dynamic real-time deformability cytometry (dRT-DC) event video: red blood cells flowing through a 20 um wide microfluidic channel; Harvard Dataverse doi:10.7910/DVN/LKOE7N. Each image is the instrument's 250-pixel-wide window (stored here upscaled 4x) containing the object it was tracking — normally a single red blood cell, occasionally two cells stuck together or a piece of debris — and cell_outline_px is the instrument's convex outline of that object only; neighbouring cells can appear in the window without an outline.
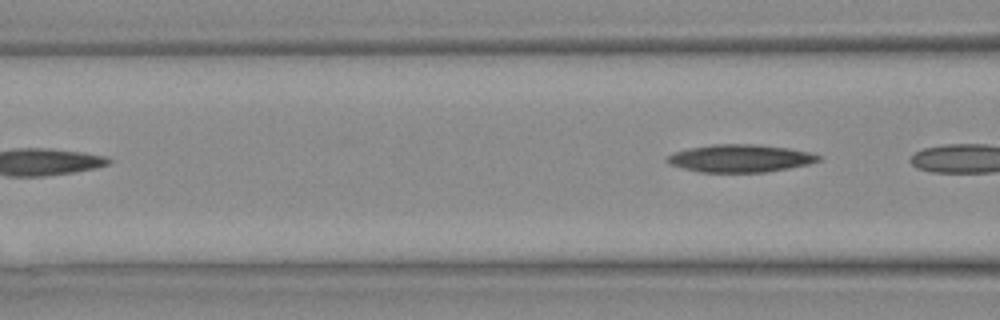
{"species": "Egyptian fruit bat (a non-hibernating species)", "species_latin": "Rousettus aegyptiacus", "temperature_condition": "warm", "stored_images_in_passage": 9, "segment_of_instrument_passage": [2, 2], "camera_frame_rate_fps": 3000, "um_per_image_px": 0.085, "animal": {"sex": "female"}, "frame": {"image": 1, "passage_image": 9, "time_ms": 2.667, "image_size_px": [1000, 320], "cell_outline_px": [[824, 156], [820, 160], [808, 164], [768, 172], [700, 172], [684, 168], [672, 164], [664, 160], [664, 156], [688, 148], [712, 144], [756, 144], [788, 148], [808, 152]], "centroid_in_image_um": [62.92, 13.45], "position_along_channel_um": 103.7, "area_um2": 24.39}}